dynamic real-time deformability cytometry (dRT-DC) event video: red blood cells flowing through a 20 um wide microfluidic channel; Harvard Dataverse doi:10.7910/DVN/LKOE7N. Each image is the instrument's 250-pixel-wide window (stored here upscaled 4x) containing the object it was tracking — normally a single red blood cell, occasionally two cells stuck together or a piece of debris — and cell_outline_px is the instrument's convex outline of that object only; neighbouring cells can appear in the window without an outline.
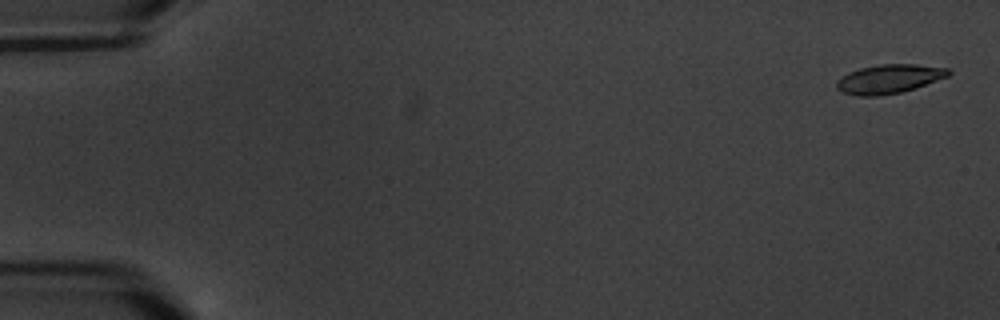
{"species": "common noctule bat (a hibernating species)", "species_latin": "Nyctalus noctula", "temperature_condition": "warm", "stored_images_in_passage": 6, "camera_frame_rate_fps": 3000, "um_per_image_px": 0.085, "animal": {"sex": "male", "body_mass_g": 20.1, "forearm_length_mm": 53.5}, "frame": {"image": 1, "passage_image": 1, "time_ms": 0.0, "image_size_px": [1000, 320], "cell_outline_px": [[952, 72], [948, 76], [916, 88], [900, 92], [880, 96], [856, 96], [844, 92], [836, 88], [836, 80], [848, 72], [860, 68], [880, 64], [916, 64], [948, 68]], "centroid_in_image_um": [75.56, 6.71], "position_along_channel_um": 9.4, "area_um2": 18.96}}
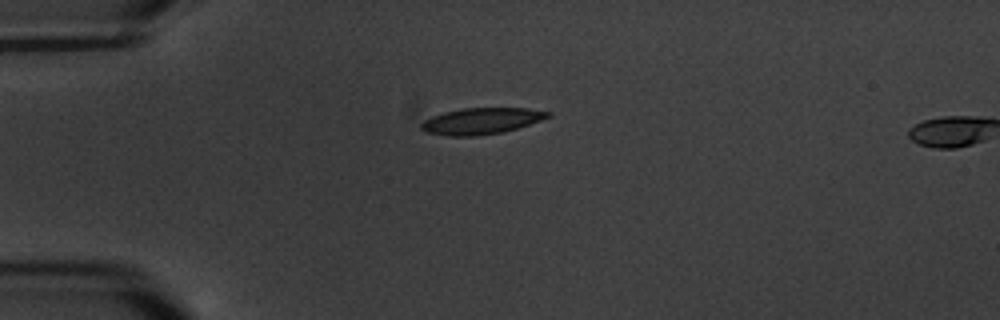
{"frame": {"image": 2, "passage_image": 5, "time_ms": 4.667, "image_size_px": [1000, 320], "cell_outline_px": [[552, 116], [504, 132], [476, 136], [448, 136], [424, 132], [420, 128], [420, 124], [424, 120], [432, 116], [444, 112], [464, 108], [528, 108], [552, 112]], "centroid_in_image_um": [40.89, 10.29], "position_along_channel_um": 44.1, "area_um2": 19.48}}